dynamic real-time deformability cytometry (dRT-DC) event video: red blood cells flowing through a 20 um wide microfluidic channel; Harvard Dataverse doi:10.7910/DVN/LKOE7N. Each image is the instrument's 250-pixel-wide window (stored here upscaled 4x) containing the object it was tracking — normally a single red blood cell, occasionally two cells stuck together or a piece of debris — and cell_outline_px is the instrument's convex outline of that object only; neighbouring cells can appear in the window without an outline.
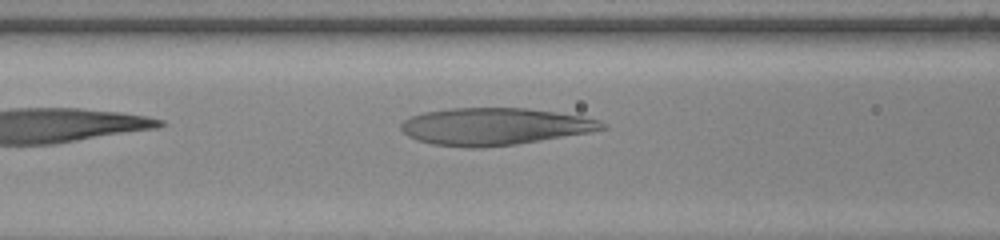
{"species": "human", "species_latin": "Homo sapiens", "temperature_condition": "warm", "stored_images_in_passage": 16, "camera_frame_rate_fps": 3000, "um_per_image_px": 0.085, "donor": {"sex": "female"}, "frame": {"image": 1, "passage_image": 7, "time_ms": 2.0, "image_size_px": [1000, 240], "cell_outline_px": [[608, 128], [588, 132], [516, 144], [480, 148], [464, 148], [432, 144], [408, 136], [400, 128], [400, 124], [404, 120], [412, 116], [424, 112], [452, 108], [524, 108], [556, 112], [580, 116], [600, 120], [608, 124]], "centroid_in_image_um": [42.03, 10.75], "position_along_channel_um": 124.6, "area_um2": 43.35}}
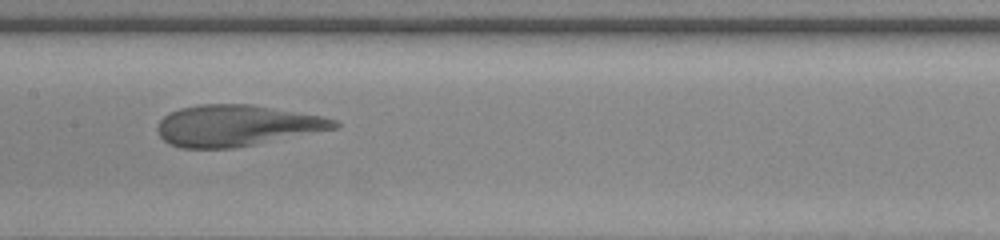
{"frame": {"image": 2, "passage_image": 12, "time_ms": 3.667, "image_size_px": [1000, 240], "cell_outline_px": [[340, 124], [336, 128], [232, 148], [180, 148], [168, 144], [160, 136], [156, 128], [160, 120], [164, 116], [180, 108], [200, 104], [252, 104], [320, 116], [336, 120]], "centroid_in_image_um": [20.05, 10.67], "position_along_channel_um": 187.4, "area_um2": 41.96}}